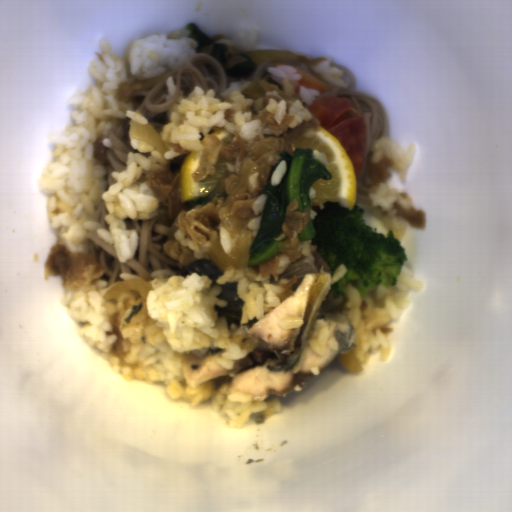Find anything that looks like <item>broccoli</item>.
Here are the masks:
<instances>
[{"label": "broccoli", "instance_id": "obj_1", "mask_svg": "<svg viewBox=\"0 0 512 512\" xmlns=\"http://www.w3.org/2000/svg\"><path fill=\"white\" fill-rule=\"evenodd\" d=\"M311 220L316 236L313 253L331 269L332 288L347 296L346 284L353 285L360 298L381 282L386 288L397 283L405 267L406 252L394 231L379 233L354 203L351 211L339 203H311Z\"/></svg>", "mask_w": 512, "mask_h": 512}]
</instances>
